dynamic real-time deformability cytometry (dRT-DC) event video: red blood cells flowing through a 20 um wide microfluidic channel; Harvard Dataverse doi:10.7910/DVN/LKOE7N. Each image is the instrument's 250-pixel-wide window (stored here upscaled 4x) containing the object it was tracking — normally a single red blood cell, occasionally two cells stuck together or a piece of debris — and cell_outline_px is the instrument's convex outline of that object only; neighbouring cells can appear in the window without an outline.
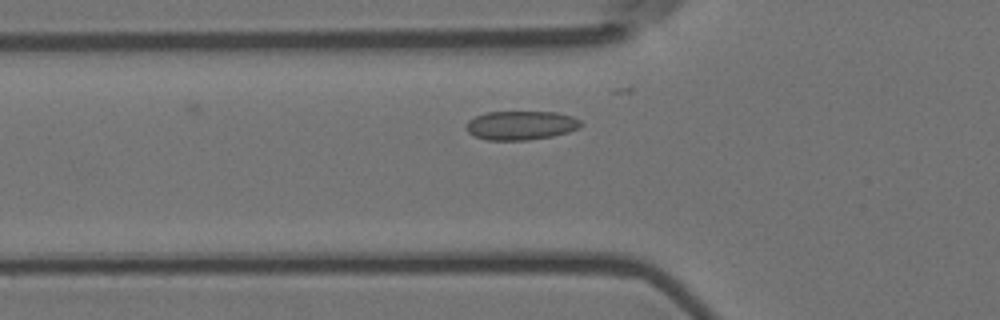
{"species": "Egyptian fruit bat (a non-hibernating species)", "species_latin": "Rousettus aegyptiacus", "temperature_condition": "room temperature", "stored_images_in_passage": 3, "camera_frame_rate_fps": 3000, "um_per_image_px": 0.085, "animal": {"sex": "female"}, "frame": {"image": 1, "passage_image": 3, "time_ms": 0.667, "image_size_px": [1000, 320], "cell_outline_px": [[584, 124], [580, 128], [568, 132], [552, 136], [528, 140], [488, 140], [476, 136], [468, 132], [464, 128], [468, 120], [476, 116], [488, 112], [556, 112], [572, 116], [580, 120]], "centroid_in_image_um": [44.3, 10.65], "position_along_channel_um": 81.5, "area_um2": 19.42}}